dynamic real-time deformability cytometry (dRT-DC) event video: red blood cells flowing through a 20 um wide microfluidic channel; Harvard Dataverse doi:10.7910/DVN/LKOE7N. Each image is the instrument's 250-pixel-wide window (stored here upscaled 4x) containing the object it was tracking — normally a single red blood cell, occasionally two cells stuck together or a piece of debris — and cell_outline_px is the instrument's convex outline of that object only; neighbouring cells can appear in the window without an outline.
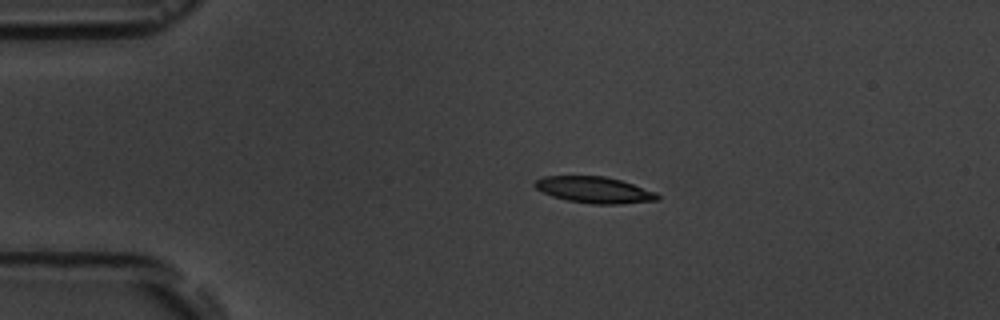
{"species": "common noctule bat (a hibernating species)", "species_latin": "Nyctalus noctula", "temperature_condition": "room temperature", "stored_images_in_passage": 3, "camera_frame_rate_fps": 3000, "um_per_image_px": 0.085, "animal": {"sex": "male", "body_mass_g": 19.5, "forearm_length_mm": 54.6}, "frame": {"image": 1, "passage_image": 2, "time_ms": 2.0, "image_size_px": [1000, 320], "cell_outline_px": [[660, 200], [620, 204], [592, 204], [568, 200], [552, 196], [536, 188], [532, 184], [536, 180], [544, 176], [604, 176], [620, 180], [656, 192], [660, 196]], "centroid_in_image_um": [50.53, 16.14], "position_along_channel_um": 34.5, "area_um2": 18.73}}